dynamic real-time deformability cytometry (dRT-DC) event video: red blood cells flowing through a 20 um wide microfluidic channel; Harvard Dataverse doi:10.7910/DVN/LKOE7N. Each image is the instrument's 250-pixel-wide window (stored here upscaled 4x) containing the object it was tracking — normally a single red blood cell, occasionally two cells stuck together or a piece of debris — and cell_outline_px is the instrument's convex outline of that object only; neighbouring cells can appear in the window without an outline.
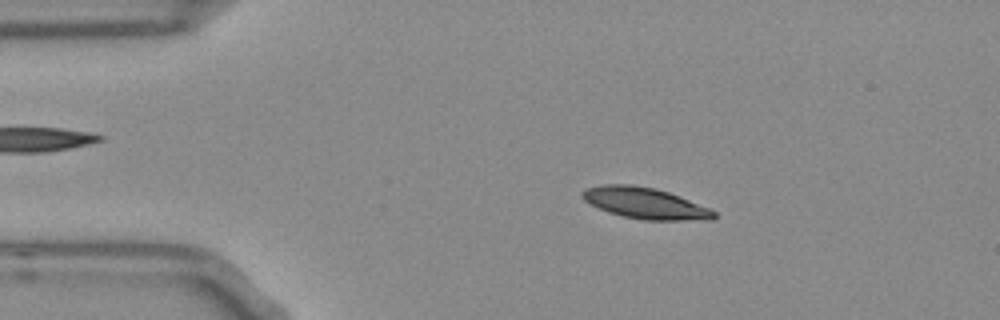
{"species": "Egyptian fruit bat (a non-hibernating species)", "species_latin": "Rousettus aegyptiacus", "temperature_condition": "room temperature", "stored_images_in_passage": 53, "camera_frame_rate_fps": 3000, "um_per_image_px": 0.085, "frame": {"image": 1, "passage_image": 9, "time_ms": 2.667, "image_size_px": [1000, 320], "cell_outline_px": [[716, 216], [712, 220], [644, 220], [624, 216], [608, 212], [584, 200], [580, 196], [580, 192], [584, 188], [604, 184], [632, 184], [656, 188], [668, 192], [708, 208], [716, 212]], "centroid_in_image_um": [54.79, 17.26], "position_along_channel_um": 30.2, "area_um2": 23.81}}
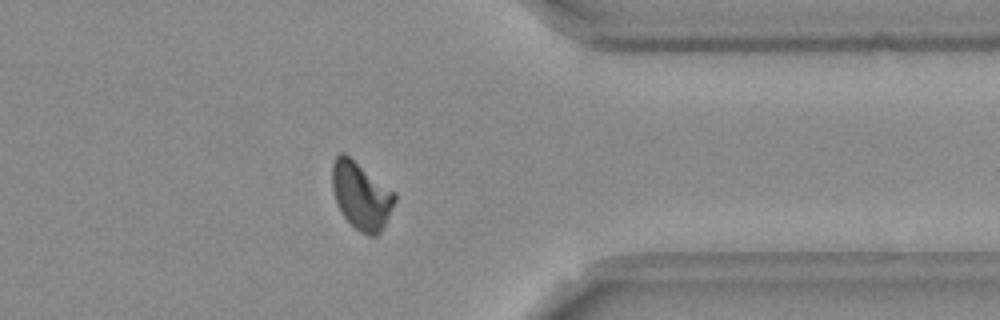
{"frame": {"image": 2, "passage_image": 42, "time_ms": 13.667, "image_size_px": [1000, 320], "cell_outline_px": [[396, 200], [380, 232], [376, 236], [368, 236], [360, 232], [344, 216], [336, 200], [332, 188], [332, 164], [336, 156], [340, 152], [344, 152], [396, 192]], "centroid_in_image_um": [30.7, 16.6], "position_along_channel_um": 380.7, "area_um2": 24.33}}
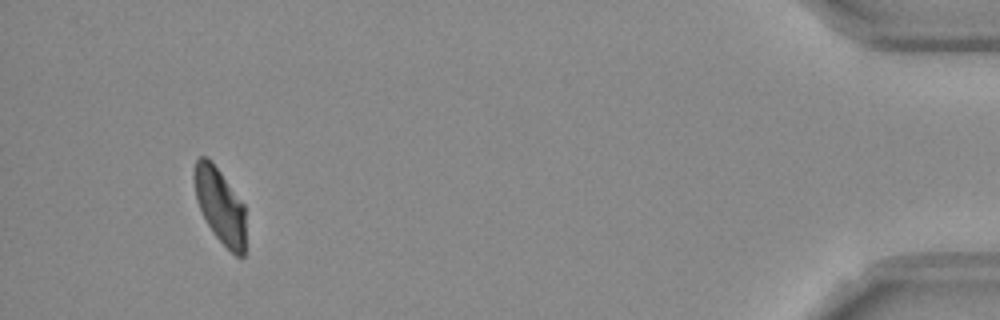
{"frame": {"image": 3, "passage_image": 50, "time_ms": 16.333, "image_size_px": [1000, 320], "cell_outline_px": [[244, 256], [236, 256], [216, 236], [208, 224], [196, 200], [192, 176], [196, 160], [200, 156], [204, 156], [220, 172], [244, 204]], "centroid_in_image_um": [18.67, 17.46], "position_along_channel_um": 416.5, "area_um2": 21.96}, "authors_computed_cell_mechanics": {"area_um2": 24.0448, "velocity_mm_per_s": 3.7111, "shape_relaxation_time_tau1_ms": 4.1027, "shape_relaxation_time_tau2_ms": 4.1628, "deformation_change_tau1": 0.1279, "deformation_change_tau2": 0.0815}}